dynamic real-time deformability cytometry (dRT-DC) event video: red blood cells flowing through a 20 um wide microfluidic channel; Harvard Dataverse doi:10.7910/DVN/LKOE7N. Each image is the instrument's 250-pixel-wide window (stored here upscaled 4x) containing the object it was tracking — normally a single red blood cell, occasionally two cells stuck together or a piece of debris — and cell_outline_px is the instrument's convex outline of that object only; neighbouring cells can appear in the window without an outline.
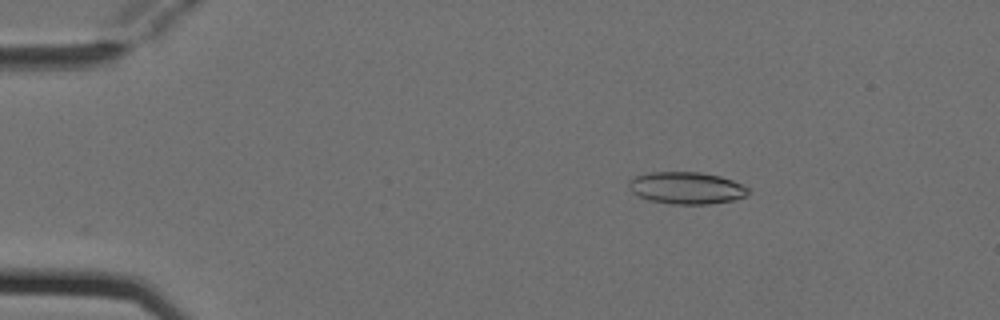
{"species": "Egyptian fruit bat (a non-hibernating species)", "species_latin": "Rousettus aegyptiacus", "temperature_condition": "cold", "stored_images_in_passage": 4, "camera_frame_rate_fps": 3000, "um_per_image_px": 0.085, "animal": {"sex": "female"}, "frame": {"image": 1, "passage_image": 2, "time_ms": 0.333, "image_size_px": [1000, 320], "cell_outline_px": [[752, 188], [744, 196], [732, 200], [708, 204], [672, 204], [648, 200], [632, 192], [628, 188], [628, 180], [632, 176], [648, 172], [700, 172], [720, 176], [744, 184]], "centroid_in_image_um": [58.32, 15.96], "position_along_channel_um": 26.7, "area_um2": 22.54}}